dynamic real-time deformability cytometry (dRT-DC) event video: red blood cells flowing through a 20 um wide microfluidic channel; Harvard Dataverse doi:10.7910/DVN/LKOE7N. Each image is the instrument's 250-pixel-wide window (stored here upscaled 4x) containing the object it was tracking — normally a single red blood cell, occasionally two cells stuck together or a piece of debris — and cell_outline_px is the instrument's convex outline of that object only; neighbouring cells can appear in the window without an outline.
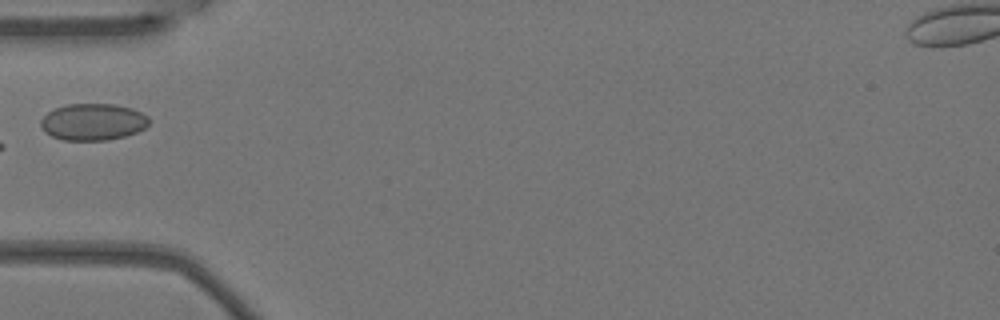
{"species": "Egyptian fruit bat (a non-hibernating species)", "species_latin": "Rousettus aegyptiacus", "temperature_condition": "warm", "stored_images_in_passage": 5, "camera_frame_rate_fps": 3000, "um_per_image_px": 0.085, "animal": {"sex": "female"}, "frame": {"image": 1, "passage_image": 5, "time_ms": 1.333, "image_size_px": [1000, 320], "cell_outline_px": [[148, 124], [144, 128], [136, 132], [124, 136], [108, 140], [64, 140], [52, 136], [44, 132], [40, 124], [40, 120], [48, 112], [56, 108], [68, 104], [116, 104], [132, 108], [148, 116]], "centroid_in_image_um": [7.89, 10.36], "position_along_channel_um": 77.1, "area_um2": 23.12}}